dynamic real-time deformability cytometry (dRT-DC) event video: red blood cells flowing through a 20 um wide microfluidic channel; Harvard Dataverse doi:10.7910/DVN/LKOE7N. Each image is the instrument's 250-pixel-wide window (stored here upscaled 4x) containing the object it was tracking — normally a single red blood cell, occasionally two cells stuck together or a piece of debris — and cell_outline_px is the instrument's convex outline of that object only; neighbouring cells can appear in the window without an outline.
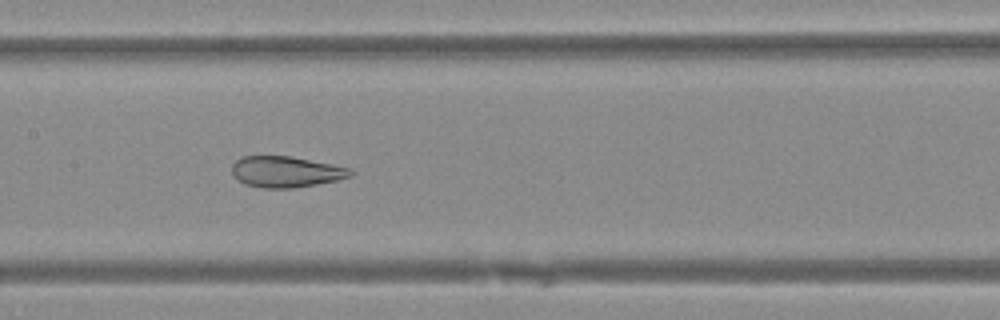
{"species": "Egyptian fruit bat (a non-hibernating species)", "species_latin": "Rousettus aegyptiacus", "temperature_condition": "warm", "stored_images_in_passage": 36, "camera_frame_rate_fps": 3000, "um_per_image_px": 0.085, "animal": {"sex": "female"}, "frame": {"image": 1, "passage_image": 11, "time_ms": 3.333, "image_size_px": [1000, 320], "cell_outline_px": [[356, 172], [352, 176], [336, 180], [296, 188], [264, 188], [244, 184], [232, 176], [232, 164], [236, 160], [244, 156], [288, 156], [332, 164], [348, 168]], "centroid_in_image_um": [24.29, 14.61], "position_along_channel_um": 183.1, "area_um2": 21.44}}
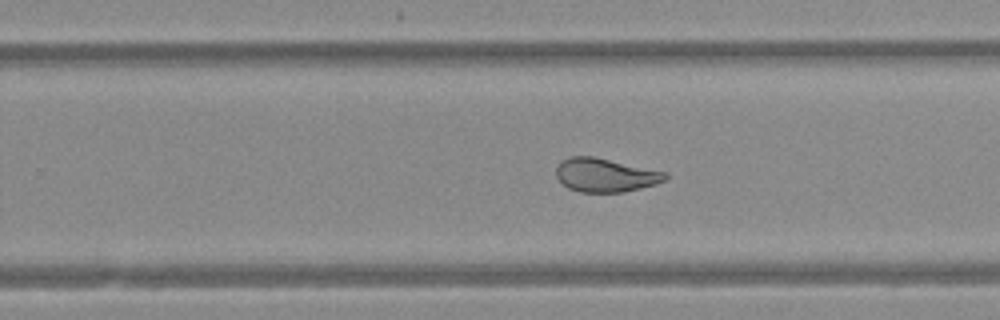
{"frame": {"image": 2, "passage_image": 18, "time_ms": 5.667, "image_size_px": [1000, 320], "cell_outline_px": [[668, 176], [664, 180], [656, 184], [624, 192], [580, 192], [568, 188], [556, 176], [556, 168], [560, 160], [572, 156], [592, 156], [668, 172]], "centroid_in_image_um": [51.45, 14.88], "position_along_channel_um": 278.3, "area_um2": 21.39}}
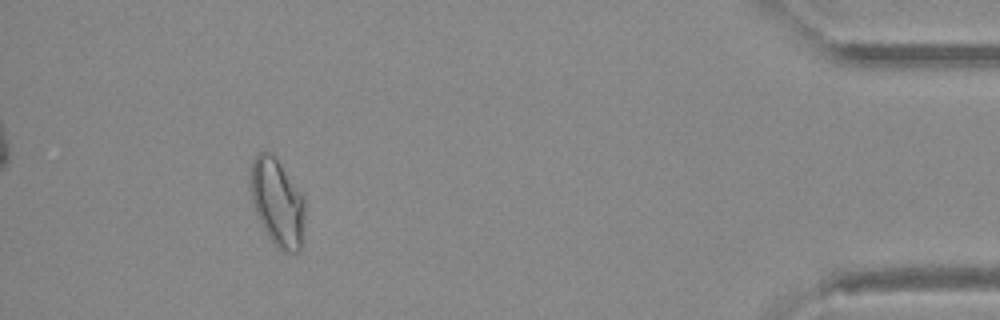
{"frame": {"image": 3, "passage_image": 32, "time_ms": 10.333, "image_size_px": [1000, 320], "cell_outline_px": [[304, 216], [300, 252], [284, 252], [276, 248], [268, 236], [256, 212], [252, 200], [252, 164], [256, 152], [272, 152], [304, 196]], "centroid_in_image_um": [23.6, 17.22], "position_along_channel_um": 411.6, "area_um2": 27.34}}